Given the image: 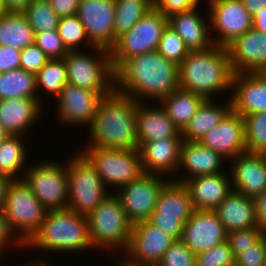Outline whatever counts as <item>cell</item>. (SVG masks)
<instances>
[{
	"instance_id": "22",
	"label": "cell",
	"mask_w": 266,
	"mask_h": 266,
	"mask_svg": "<svg viewBox=\"0 0 266 266\" xmlns=\"http://www.w3.org/2000/svg\"><path fill=\"white\" fill-rule=\"evenodd\" d=\"M182 141V137H169L142 143L138 150L144 173L175 176L173 174L178 171Z\"/></svg>"
},
{
	"instance_id": "5",
	"label": "cell",
	"mask_w": 266,
	"mask_h": 266,
	"mask_svg": "<svg viewBox=\"0 0 266 266\" xmlns=\"http://www.w3.org/2000/svg\"><path fill=\"white\" fill-rule=\"evenodd\" d=\"M90 239L95 249H118L124 253L130 243L132 223L115 192L106 196L87 215Z\"/></svg>"
},
{
	"instance_id": "16",
	"label": "cell",
	"mask_w": 266,
	"mask_h": 266,
	"mask_svg": "<svg viewBox=\"0 0 266 266\" xmlns=\"http://www.w3.org/2000/svg\"><path fill=\"white\" fill-rule=\"evenodd\" d=\"M175 239L147 220L132 224L126 260L137 264L157 265ZM130 257V258H129Z\"/></svg>"
},
{
	"instance_id": "24",
	"label": "cell",
	"mask_w": 266,
	"mask_h": 266,
	"mask_svg": "<svg viewBox=\"0 0 266 266\" xmlns=\"http://www.w3.org/2000/svg\"><path fill=\"white\" fill-rule=\"evenodd\" d=\"M224 158L214 150L205 147L199 141L183 140L180 147V162L178 170L188 171V176L173 178V181L184 183L190 178L204 175H214L221 172Z\"/></svg>"
},
{
	"instance_id": "3",
	"label": "cell",
	"mask_w": 266,
	"mask_h": 266,
	"mask_svg": "<svg viewBox=\"0 0 266 266\" xmlns=\"http://www.w3.org/2000/svg\"><path fill=\"white\" fill-rule=\"evenodd\" d=\"M232 76L228 50L223 46L189 51L178 66L179 88L205 99H213L219 91L231 90Z\"/></svg>"
},
{
	"instance_id": "33",
	"label": "cell",
	"mask_w": 266,
	"mask_h": 266,
	"mask_svg": "<svg viewBox=\"0 0 266 266\" xmlns=\"http://www.w3.org/2000/svg\"><path fill=\"white\" fill-rule=\"evenodd\" d=\"M38 96L34 73L22 68L0 73V100L29 98L40 99L42 103V99Z\"/></svg>"
},
{
	"instance_id": "23",
	"label": "cell",
	"mask_w": 266,
	"mask_h": 266,
	"mask_svg": "<svg viewBox=\"0 0 266 266\" xmlns=\"http://www.w3.org/2000/svg\"><path fill=\"white\" fill-rule=\"evenodd\" d=\"M232 110L242 117L266 111V73H235L232 76ZM236 88V89H235Z\"/></svg>"
},
{
	"instance_id": "41",
	"label": "cell",
	"mask_w": 266,
	"mask_h": 266,
	"mask_svg": "<svg viewBox=\"0 0 266 266\" xmlns=\"http://www.w3.org/2000/svg\"><path fill=\"white\" fill-rule=\"evenodd\" d=\"M195 266H235V256L224 241L196 255Z\"/></svg>"
},
{
	"instance_id": "52",
	"label": "cell",
	"mask_w": 266,
	"mask_h": 266,
	"mask_svg": "<svg viewBox=\"0 0 266 266\" xmlns=\"http://www.w3.org/2000/svg\"><path fill=\"white\" fill-rule=\"evenodd\" d=\"M7 12H23L32 0H2Z\"/></svg>"
},
{
	"instance_id": "9",
	"label": "cell",
	"mask_w": 266,
	"mask_h": 266,
	"mask_svg": "<svg viewBox=\"0 0 266 266\" xmlns=\"http://www.w3.org/2000/svg\"><path fill=\"white\" fill-rule=\"evenodd\" d=\"M3 211L13 231L25 244L40 229L47 213L23 179L12 180L9 184Z\"/></svg>"
},
{
	"instance_id": "56",
	"label": "cell",
	"mask_w": 266,
	"mask_h": 266,
	"mask_svg": "<svg viewBox=\"0 0 266 266\" xmlns=\"http://www.w3.org/2000/svg\"><path fill=\"white\" fill-rule=\"evenodd\" d=\"M121 259H119V261H118L119 263L116 260L115 262L117 264L114 265V266H158V265H152V264H137V263H132V262H129L128 260L124 259V257H122V256H121Z\"/></svg>"
},
{
	"instance_id": "46",
	"label": "cell",
	"mask_w": 266,
	"mask_h": 266,
	"mask_svg": "<svg viewBox=\"0 0 266 266\" xmlns=\"http://www.w3.org/2000/svg\"><path fill=\"white\" fill-rule=\"evenodd\" d=\"M50 58L35 44L21 50L20 68L36 74Z\"/></svg>"
},
{
	"instance_id": "2",
	"label": "cell",
	"mask_w": 266,
	"mask_h": 266,
	"mask_svg": "<svg viewBox=\"0 0 266 266\" xmlns=\"http://www.w3.org/2000/svg\"><path fill=\"white\" fill-rule=\"evenodd\" d=\"M138 101L115 88L102 96L89 126L87 147L130 150L139 149L136 112Z\"/></svg>"
},
{
	"instance_id": "59",
	"label": "cell",
	"mask_w": 266,
	"mask_h": 266,
	"mask_svg": "<svg viewBox=\"0 0 266 266\" xmlns=\"http://www.w3.org/2000/svg\"><path fill=\"white\" fill-rule=\"evenodd\" d=\"M8 136V134L4 131V129L2 128L1 124H0V144L2 143V141Z\"/></svg>"
},
{
	"instance_id": "34",
	"label": "cell",
	"mask_w": 266,
	"mask_h": 266,
	"mask_svg": "<svg viewBox=\"0 0 266 266\" xmlns=\"http://www.w3.org/2000/svg\"><path fill=\"white\" fill-rule=\"evenodd\" d=\"M22 140V135H8L0 144V174L12 180H19L17 174L23 172L24 175L26 170L27 149L24 147L25 141Z\"/></svg>"
},
{
	"instance_id": "11",
	"label": "cell",
	"mask_w": 266,
	"mask_h": 266,
	"mask_svg": "<svg viewBox=\"0 0 266 266\" xmlns=\"http://www.w3.org/2000/svg\"><path fill=\"white\" fill-rule=\"evenodd\" d=\"M65 164L49 160L31 164V167H26L24 176L20 177L47 211L67 208V161Z\"/></svg>"
},
{
	"instance_id": "27",
	"label": "cell",
	"mask_w": 266,
	"mask_h": 266,
	"mask_svg": "<svg viewBox=\"0 0 266 266\" xmlns=\"http://www.w3.org/2000/svg\"><path fill=\"white\" fill-rule=\"evenodd\" d=\"M39 99L14 98L0 100V124L8 135H23L40 118Z\"/></svg>"
},
{
	"instance_id": "58",
	"label": "cell",
	"mask_w": 266,
	"mask_h": 266,
	"mask_svg": "<svg viewBox=\"0 0 266 266\" xmlns=\"http://www.w3.org/2000/svg\"><path fill=\"white\" fill-rule=\"evenodd\" d=\"M7 13V10L3 4V1L0 0V18H2Z\"/></svg>"
},
{
	"instance_id": "21",
	"label": "cell",
	"mask_w": 266,
	"mask_h": 266,
	"mask_svg": "<svg viewBox=\"0 0 266 266\" xmlns=\"http://www.w3.org/2000/svg\"><path fill=\"white\" fill-rule=\"evenodd\" d=\"M233 190L254 198L266 190V155L243 153L230 160Z\"/></svg>"
},
{
	"instance_id": "4",
	"label": "cell",
	"mask_w": 266,
	"mask_h": 266,
	"mask_svg": "<svg viewBox=\"0 0 266 266\" xmlns=\"http://www.w3.org/2000/svg\"><path fill=\"white\" fill-rule=\"evenodd\" d=\"M25 246L47 252H86L93 247L87 216L68 208L49 210L40 229Z\"/></svg>"
},
{
	"instance_id": "30",
	"label": "cell",
	"mask_w": 266,
	"mask_h": 266,
	"mask_svg": "<svg viewBox=\"0 0 266 266\" xmlns=\"http://www.w3.org/2000/svg\"><path fill=\"white\" fill-rule=\"evenodd\" d=\"M213 99H205L196 114L181 132L183 140L199 141L232 110L231 97L226 105H216Z\"/></svg>"
},
{
	"instance_id": "1",
	"label": "cell",
	"mask_w": 266,
	"mask_h": 266,
	"mask_svg": "<svg viewBox=\"0 0 266 266\" xmlns=\"http://www.w3.org/2000/svg\"><path fill=\"white\" fill-rule=\"evenodd\" d=\"M114 73L115 89L138 102H158L179 88L178 66L158 51L134 56Z\"/></svg>"
},
{
	"instance_id": "29",
	"label": "cell",
	"mask_w": 266,
	"mask_h": 266,
	"mask_svg": "<svg viewBox=\"0 0 266 266\" xmlns=\"http://www.w3.org/2000/svg\"><path fill=\"white\" fill-rule=\"evenodd\" d=\"M227 233L259 227L255 217V204L251 197L232 190L214 210Z\"/></svg>"
},
{
	"instance_id": "28",
	"label": "cell",
	"mask_w": 266,
	"mask_h": 266,
	"mask_svg": "<svg viewBox=\"0 0 266 266\" xmlns=\"http://www.w3.org/2000/svg\"><path fill=\"white\" fill-rule=\"evenodd\" d=\"M146 102H138L136 112L137 139L139 146L161 138L182 137L180 130L169 119L160 105L151 108ZM150 106V107H149ZM160 107V108H159Z\"/></svg>"
},
{
	"instance_id": "13",
	"label": "cell",
	"mask_w": 266,
	"mask_h": 266,
	"mask_svg": "<svg viewBox=\"0 0 266 266\" xmlns=\"http://www.w3.org/2000/svg\"><path fill=\"white\" fill-rule=\"evenodd\" d=\"M162 178L165 177L143 173L138 179L116 190L115 194L132 224L147 220L156 209L159 193L170 180Z\"/></svg>"
},
{
	"instance_id": "45",
	"label": "cell",
	"mask_w": 266,
	"mask_h": 266,
	"mask_svg": "<svg viewBox=\"0 0 266 266\" xmlns=\"http://www.w3.org/2000/svg\"><path fill=\"white\" fill-rule=\"evenodd\" d=\"M235 266H266V234L235 257Z\"/></svg>"
},
{
	"instance_id": "51",
	"label": "cell",
	"mask_w": 266,
	"mask_h": 266,
	"mask_svg": "<svg viewBox=\"0 0 266 266\" xmlns=\"http://www.w3.org/2000/svg\"><path fill=\"white\" fill-rule=\"evenodd\" d=\"M255 204V217L258 226L265 232L266 231V190L256 195L254 198Z\"/></svg>"
},
{
	"instance_id": "49",
	"label": "cell",
	"mask_w": 266,
	"mask_h": 266,
	"mask_svg": "<svg viewBox=\"0 0 266 266\" xmlns=\"http://www.w3.org/2000/svg\"><path fill=\"white\" fill-rule=\"evenodd\" d=\"M21 50L0 46V73L20 68Z\"/></svg>"
},
{
	"instance_id": "39",
	"label": "cell",
	"mask_w": 266,
	"mask_h": 266,
	"mask_svg": "<svg viewBox=\"0 0 266 266\" xmlns=\"http://www.w3.org/2000/svg\"><path fill=\"white\" fill-rule=\"evenodd\" d=\"M57 33L68 51L80 50L81 43L87 42L86 45H90L85 28L77 15L61 17Z\"/></svg>"
},
{
	"instance_id": "48",
	"label": "cell",
	"mask_w": 266,
	"mask_h": 266,
	"mask_svg": "<svg viewBox=\"0 0 266 266\" xmlns=\"http://www.w3.org/2000/svg\"><path fill=\"white\" fill-rule=\"evenodd\" d=\"M16 236V237H15ZM13 239V241H12ZM11 244H15L16 246L25 247V243L17 236V234L13 231L12 227L10 226L9 220L5 215L4 211H0V258L3 257L5 248ZM17 244V245H16Z\"/></svg>"
},
{
	"instance_id": "17",
	"label": "cell",
	"mask_w": 266,
	"mask_h": 266,
	"mask_svg": "<svg viewBox=\"0 0 266 266\" xmlns=\"http://www.w3.org/2000/svg\"><path fill=\"white\" fill-rule=\"evenodd\" d=\"M180 240L197 255L227 241V232L214 210H194Z\"/></svg>"
},
{
	"instance_id": "53",
	"label": "cell",
	"mask_w": 266,
	"mask_h": 266,
	"mask_svg": "<svg viewBox=\"0 0 266 266\" xmlns=\"http://www.w3.org/2000/svg\"><path fill=\"white\" fill-rule=\"evenodd\" d=\"M241 2L252 16L266 8V0H241Z\"/></svg>"
},
{
	"instance_id": "50",
	"label": "cell",
	"mask_w": 266,
	"mask_h": 266,
	"mask_svg": "<svg viewBox=\"0 0 266 266\" xmlns=\"http://www.w3.org/2000/svg\"><path fill=\"white\" fill-rule=\"evenodd\" d=\"M59 18L77 15L80 0H48Z\"/></svg>"
},
{
	"instance_id": "15",
	"label": "cell",
	"mask_w": 266,
	"mask_h": 266,
	"mask_svg": "<svg viewBox=\"0 0 266 266\" xmlns=\"http://www.w3.org/2000/svg\"><path fill=\"white\" fill-rule=\"evenodd\" d=\"M115 9V0H80L77 16L92 48L114 46Z\"/></svg>"
},
{
	"instance_id": "47",
	"label": "cell",
	"mask_w": 266,
	"mask_h": 266,
	"mask_svg": "<svg viewBox=\"0 0 266 266\" xmlns=\"http://www.w3.org/2000/svg\"><path fill=\"white\" fill-rule=\"evenodd\" d=\"M153 9L161 12L164 16L169 17L173 13H178L199 5L200 0H152Z\"/></svg>"
},
{
	"instance_id": "14",
	"label": "cell",
	"mask_w": 266,
	"mask_h": 266,
	"mask_svg": "<svg viewBox=\"0 0 266 266\" xmlns=\"http://www.w3.org/2000/svg\"><path fill=\"white\" fill-rule=\"evenodd\" d=\"M211 30H216L214 45L227 47L236 38L253 28V16L241 0H208Z\"/></svg>"
},
{
	"instance_id": "6",
	"label": "cell",
	"mask_w": 266,
	"mask_h": 266,
	"mask_svg": "<svg viewBox=\"0 0 266 266\" xmlns=\"http://www.w3.org/2000/svg\"><path fill=\"white\" fill-rule=\"evenodd\" d=\"M92 49L93 55L84 51L82 53L81 50L68 51L63 58L67 83L94 91L102 97L115 88V73L111 66L110 51L101 47Z\"/></svg>"
},
{
	"instance_id": "44",
	"label": "cell",
	"mask_w": 266,
	"mask_h": 266,
	"mask_svg": "<svg viewBox=\"0 0 266 266\" xmlns=\"http://www.w3.org/2000/svg\"><path fill=\"white\" fill-rule=\"evenodd\" d=\"M264 234L265 232L260 227L234 230L227 233V242L236 257L241 251L256 243Z\"/></svg>"
},
{
	"instance_id": "12",
	"label": "cell",
	"mask_w": 266,
	"mask_h": 266,
	"mask_svg": "<svg viewBox=\"0 0 266 266\" xmlns=\"http://www.w3.org/2000/svg\"><path fill=\"white\" fill-rule=\"evenodd\" d=\"M194 211L188 189L183 183L169 180L159 193L156 209L147 221L175 240L181 239L183 226Z\"/></svg>"
},
{
	"instance_id": "20",
	"label": "cell",
	"mask_w": 266,
	"mask_h": 266,
	"mask_svg": "<svg viewBox=\"0 0 266 266\" xmlns=\"http://www.w3.org/2000/svg\"><path fill=\"white\" fill-rule=\"evenodd\" d=\"M102 97L87 89L66 84L56 99L58 116L66 125H91Z\"/></svg>"
},
{
	"instance_id": "43",
	"label": "cell",
	"mask_w": 266,
	"mask_h": 266,
	"mask_svg": "<svg viewBox=\"0 0 266 266\" xmlns=\"http://www.w3.org/2000/svg\"><path fill=\"white\" fill-rule=\"evenodd\" d=\"M34 44L37 45L50 59L64 58L68 53L57 30L36 33Z\"/></svg>"
},
{
	"instance_id": "36",
	"label": "cell",
	"mask_w": 266,
	"mask_h": 266,
	"mask_svg": "<svg viewBox=\"0 0 266 266\" xmlns=\"http://www.w3.org/2000/svg\"><path fill=\"white\" fill-rule=\"evenodd\" d=\"M66 84V63L63 58L50 59L35 74L36 92L44 89V92L46 91V93L48 92L57 97Z\"/></svg>"
},
{
	"instance_id": "32",
	"label": "cell",
	"mask_w": 266,
	"mask_h": 266,
	"mask_svg": "<svg viewBox=\"0 0 266 266\" xmlns=\"http://www.w3.org/2000/svg\"><path fill=\"white\" fill-rule=\"evenodd\" d=\"M35 34L22 12H7L0 18V46L23 50L34 44Z\"/></svg>"
},
{
	"instance_id": "40",
	"label": "cell",
	"mask_w": 266,
	"mask_h": 266,
	"mask_svg": "<svg viewBox=\"0 0 266 266\" xmlns=\"http://www.w3.org/2000/svg\"><path fill=\"white\" fill-rule=\"evenodd\" d=\"M157 51L177 66L181 64L189 52L182 38L169 25L163 31Z\"/></svg>"
},
{
	"instance_id": "57",
	"label": "cell",
	"mask_w": 266,
	"mask_h": 266,
	"mask_svg": "<svg viewBox=\"0 0 266 266\" xmlns=\"http://www.w3.org/2000/svg\"><path fill=\"white\" fill-rule=\"evenodd\" d=\"M29 263V264H28ZM26 262L25 266H50L48 265L49 263L45 260L43 261L42 259H35L34 261Z\"/></svg>"
},
{
	"instance_id": "42",
	"label": "cell",
	"mask_w": 266,
	"mask_h": 266,
	"mask_svg": "<svg viewBox=\"0 0 266 266\" xmlns=\"http://www.w3.org/2000/svg\"><path fill=\"white\" fill-rule=\"evenodd\" d=\"M196 255L180 240H175L163 254L158 266H195Z\"/></svg>"
},
{
	"instance_id": "26",
	"label": "cell",
	"mask_w": 266,
	"mask_h": 266,
	"mask_svg": "<svg viewBox=\"0 0 266 266\" xmlns=\"http://www.w3.org/2000/svg\"><path fill=\"white\" fill-rule=\"evenodd\" d=\"M197 8L173 13L168 17V25L178 33L189 51H203L214 46L210 23L205 22L206 19L199 15Z\"/></svg>"
},
{
	"instance_id": "54",
	"label": "cell",
	"mask_w": 266,
	"mask_h": 266,
	"mask_svg": "<svg viewBox=\"0 0 266 266\" xmlns=\"http://www.w3.org/2000/svg\"><path fill=\"white\" fill-rule=\"evenodd\" d=\"M253 28L262 33H266V8L258 11L253 16Z\"/></svg>"
},
{
	"instance_id": "10",
	"label": "cell",
	"mask_w": 266,
	"mask_h": 266,
	"mask_svg": "<svg viewBox=\"0 0 266 266\" xmlns=\"http://www.w3.org/2000/svg\"><path fill=\"white\" fill-rule=\"evenodd\" d=\"M80 153L91 163L104 186L121 188L143 173L138 149L120 150L85 147ZM110 184V185H109Z\"/></svg>"
},
{
	"instance_id": "37",
	"label": "cell",
	"mask_w": 266,
	"mask_h": 266,
	"mask_svg": "<svg viewBox=\"0 0 266 266\" xmlns=\"http://www.w3.org/2000/svg\"><path fill=\"white\" fill-rule=\"evenodd\" d=\"M247 153L266 152V111L243 116Z\"/></svg>"
},
{
	"instance_id": "18",
	"label": "cell",
	"mask_w": 266,
	"mask_h": 266,
	"mask_svg": "<svg viewBox=\"0 0 266 266\" xmlns=\"http://www.w3.org/2000/svg\"><path fill=\"white\" fill-rule=\"evenodd\" d=\"M227 50L233 74L266 72V33L252 28L230 43Z\"/></svg>"
},
{
	"instance_id": "55",
	"label": "cell",
	"mask_w": 266,
	"mask_h": 266,
	"mask_svg": "<svg viewBox=\"0 0 266 266\" xmlns=\"http://www.w3.org/2000/svg\"><path fill=\"white\" fill-rule=\"evenodd\" d=\"M12 179L6 175L0 174V211L3 210L8 186Z\"/></svg>"
},
{
	"instance_id": "25",
	"label": "cell",
	"mask_w": 266,
	"mask_h": 266,
	"mask_svg": "<svg viewBox=\"0 0 266 266\" xmlns=\"http://www.w3.org/2000/svg\"><path fill=\"white\" fill-rule=\"evenodd\" d=\"M228 174L221 172L186 180L183 184L189 191L194 210H215L233 190Z\"/></svg>"
},
{
	"instance_id": "8",
	"label": "cell",
	"mask_w": 266,
	"mask_h": 266,
	"mask_svg": "<svg viewBox=\"0 0 266 266\" xmlns=\"http://www.w3.org/2000/svg\"><path fill=\"white\" fill-rule=\"evenodd\" d=\"M73 155L67 160V208L87 216L112 191L106 189L95 168L80 152Z\"/></svg>"
},
{
	"instance_id": "19",
	"label": "cell",
	"mask_w": 266,
	"mask_h": 266,
	"mask_svg": "<svg viewBox=\"0 0 266 266\" xmlns=\"http://www.w3.org/2000/svg\"><path fill=\"white\" fill-rule=\"evenodd\" d=\"M199 142L219 153L227 161L246 153L243 117L231 110Z\"/></svg>"
},
{
	"instance_id": "38",
	"label": "cell",
	"mask_w": 266,
	"mask_h": 266,
	"mask_svg": "<svg viewBox=\"0 0 266 266\" xmlns=\"http://www.w3.org/2000/svg\"><path fill=\"white\" fill-rule=\"evenodd\" d=\"M22 13L26 16L34 34L57 30L60 18L48 0H32Z\"/></svg>"
},
{
	"instance_id": "35",
	"label": "cell",
	"mask_w": 266,
	"mask_h": 266,
	"mask_svg": "<svg viewBox=\"0 0 266 266\" xmlns=\"http://www.w3.org/2000/svg\"><path fill=\"white\" fill-rule=\"evenodd\" d=\"M114 44L119 36L129 31L153 9L152 0H115Z\"/></svg>"
},
{
	"instance_id": "7",
	"label": "cell",
	"mask_w": 266,
	"mask_h": 266,
	"mask_svg": "<svg viewBox=\"0 0 266 266\" xmlns=\"http://www.w3.org/2000/svg\"><path fill=\"white\" fill-rule=\"evenodd\" d=\"M168 17L151 9L133 28L119 36L109 50L114 72L128 59L157 51Z\"/></svg>"
},
{
	"instance_id": "31",
	"label": "cell",
	"mask_w": 266,
	"mask_h": 266,
	"mask_svg": "<svg viewBox=\"0 0 266 266\" xmlns=\"http://www.w3.org/2000/svg\"><path fill=\"white\" fill-rule=\"evenodd\" d=\"M204 100L200 94L178 88L159 103H162L161 107L169 119L182 132Z\"/></svg>"
}]
</instances>
